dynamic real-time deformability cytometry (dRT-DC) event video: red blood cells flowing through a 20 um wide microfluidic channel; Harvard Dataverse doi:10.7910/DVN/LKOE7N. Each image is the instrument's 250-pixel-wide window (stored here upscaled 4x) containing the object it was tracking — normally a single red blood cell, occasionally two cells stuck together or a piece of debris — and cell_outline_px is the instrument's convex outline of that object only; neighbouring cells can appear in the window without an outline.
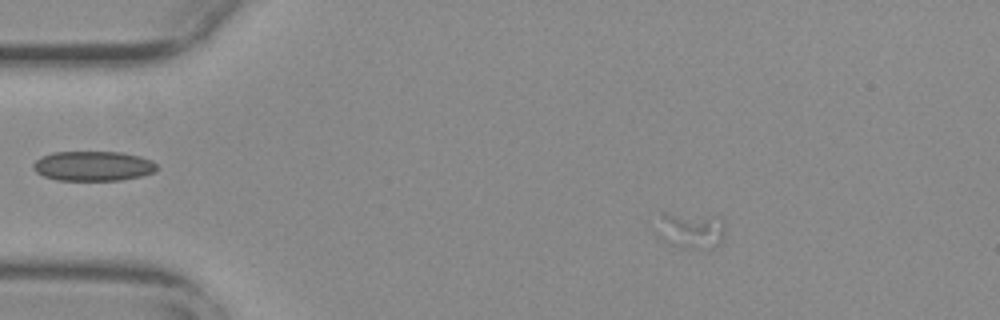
{"species": "common noctule bat (a hibernating species)", "species_latin": "Nyctalus noctula", "temperature_condition": "warm", "stored_images_in_passage": 7, "camera_frame_rate_fps": 3000, "um_per_image_px": 0.085, "animal": {"sex": "female", "body_mass_g": 29.2, "forearm_length_mm": 56.3}, "frame": {"image": 1, "passage_image": 1, "time_ms": 0.0, "image_size_px": [1000, 320], "cell_outline_px": [[724, 236], [720, 244], [712, 248], [680, 244], [664, 224], [660, 216], [660, 212], [664, 212], [724, 216]], "centroid_in_image_um": [59.09, 19.43], "position_along_channel_um": 25.9, "area_um2": 12.54}}